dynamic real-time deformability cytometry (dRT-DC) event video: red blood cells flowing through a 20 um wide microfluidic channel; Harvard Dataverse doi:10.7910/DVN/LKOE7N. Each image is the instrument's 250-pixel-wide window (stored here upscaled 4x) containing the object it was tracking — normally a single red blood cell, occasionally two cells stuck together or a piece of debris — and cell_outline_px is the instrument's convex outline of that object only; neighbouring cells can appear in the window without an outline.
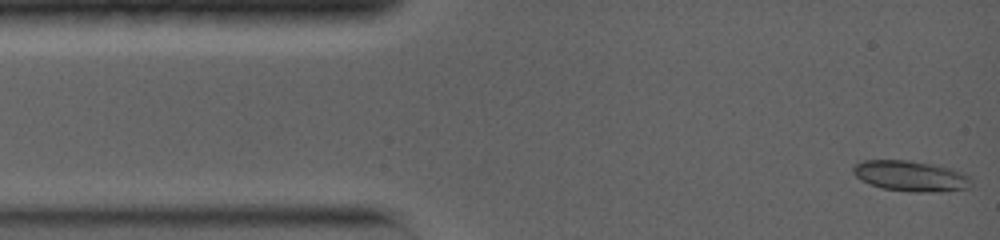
{"species": "common noctule bat (a hibernating species)", "species_latin": "Nyctalus noctula", "temperature_condition": "warm", "stored_images_in_passage": 61, "camera_frame_rate_fps": 5000, "um_per_image_px": 0.085, "animal": {"sex": "female", "body_mass_g": 19.0, "forearm_length_mm": 56.7}, "frame": {"image": 1, "passage_image": 1, "time_ms": 0.0, "image_size_px": [1000, 240], "cell_outline_px": [[972, 184], [968, 188], [932, 192], [912, 192], [880, 188], [860, 180], [852, 172], [852, 168], [856, 164], [864, 160], [908, 160], [932, 164], [964, 172], [968, 176]], "centroid_in_image_um": [77.38, 14.96], "position_along_channel_um": 7.6, "area_um2": 21.04}}
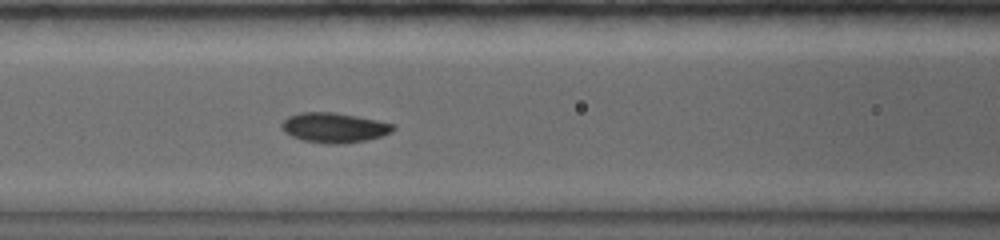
{"frame": {"image": 2, "passage_image": 25, "time_ms": 5.2, "image_size_px": [1000, 240], "cell_outline_px": [[396, 128], [392, 132], [380, 136], [364, 140], [344, 144], [328, 144], [304, 140], [292, 136], [284, 132], [280, 128], [280, 124], [288, 116], [300, 112], [336, 112], [396, 124]], "centroid_in_image_um": [28.39, 10.84], "position_along_channel_um": 138.2, "area_um2": 19.48}}
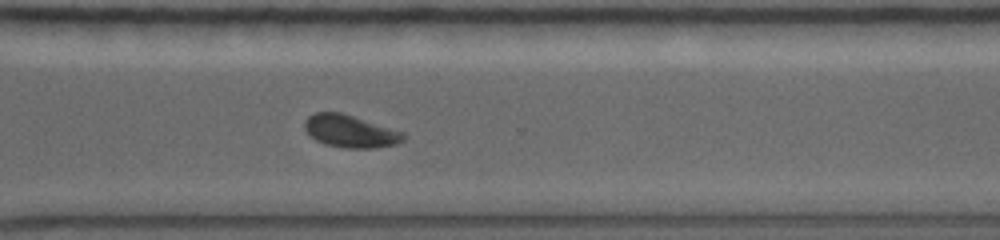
{"frame": {"image": 3, "passage_image": 60, "time_ms": 10.4, "image_size_px": [1000, 240], "cell_outline_px": [[404, 140], [396, 144], [376, 148], [344, 148], [324, 144], [316, 140], [304, 128], [304, 120], [308, 116], [316, 112], [340, 112], [404, 132]], "centroid_in_image_um": [29.76, 11.16], "position_along_channel_um": 340.8, "area_um2": 18.61}}